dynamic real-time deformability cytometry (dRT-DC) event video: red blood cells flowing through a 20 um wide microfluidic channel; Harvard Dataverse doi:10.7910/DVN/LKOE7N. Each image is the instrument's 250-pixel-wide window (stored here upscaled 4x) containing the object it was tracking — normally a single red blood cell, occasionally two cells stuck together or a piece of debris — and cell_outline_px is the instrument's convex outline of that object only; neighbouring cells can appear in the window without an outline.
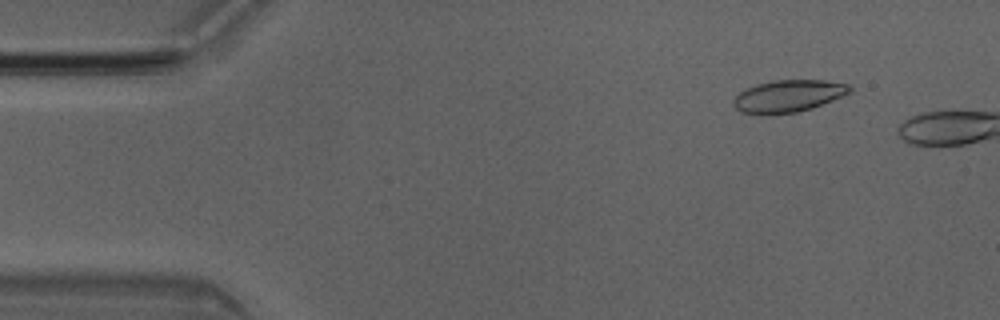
{"species": "Egyptian fruit bat (a non-hibernating species)", "species_latin": "Rousettus aegyptiacus", "temperature_condition": "room temperature", "stored_images_in_passage": 3, "camera_frame_rate_fps": 3000, "um_per_image_px": 0.085, "animal": {"sex": "male"}, "frame": {"image": 1, "passage_image": 2, "time_ms": 0.333, "image_size_px": [1000, 320], "cell_outline_px": [[852, 92], [844, 96], [812, 108], [796, 112], [760, 116], [740, 112], [732, 104], [732, 100], [740, 92], [756, 84], [772, 80], [824, 80], [848, 84], [852, 88]], "centroid_in_image_um": [66.99, 8.18], "position_along_channel_um": 18.0, "area_um2": 22.14}}